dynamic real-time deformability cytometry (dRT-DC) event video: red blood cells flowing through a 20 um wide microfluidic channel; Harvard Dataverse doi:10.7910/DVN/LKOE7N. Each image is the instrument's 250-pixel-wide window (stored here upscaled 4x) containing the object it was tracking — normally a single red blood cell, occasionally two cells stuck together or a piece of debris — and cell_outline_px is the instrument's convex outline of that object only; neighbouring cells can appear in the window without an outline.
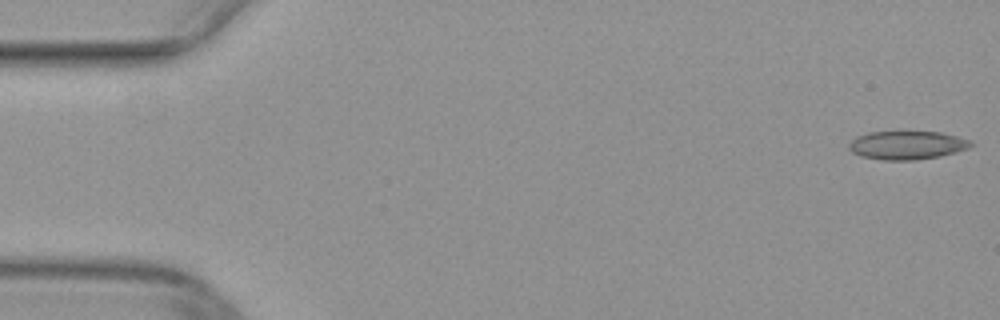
{"species": "common noctule bat (a hibernating species)", "species_latin": "Nyctalus noctula", "temperature_condition": "warm", "stored_images_in_passage": 40, "camera_frame_rate_fps": 3000, "um_per_image_px": 0.085, "animal": {"sex": "female", "body_mass_g": 29.2, "forearm_length_mm": 56.3}, "frame": {"image": 1, "passage_image": 1, "time_ms": 0.0, "image_size_px": [1000, 320], "cell_outline_px": [[972, 144], [968, 148], [940, 156], [916, 160], [880, 160], [860, 156], [852, 152], [848, 148], [848, 144], [856, 136], [868, 132], [900, 128], [940, 132], [956, 136], [968, 140]], "centroid_in_image_um": [77.01, 12.29], "position_along_channel_um": 8.0, "area_um2": 21.15}}
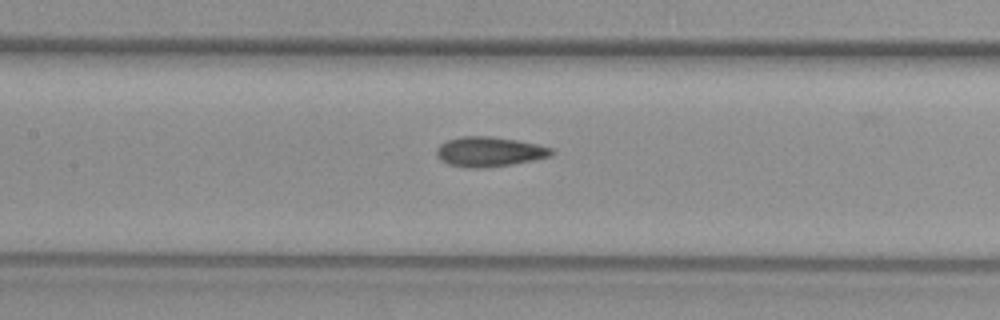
{"frame": {"image": 2, "passage_image": 23, "time_ms": 7.333, "image_size_px": [1000, 320], "cell_outline_px": [[556, 152], [552, 156], [512, 164], [488, 168], [468, 168], [448, 164], [440, 160], [436, 156], [436, 148], [440, 144], [448, 140], [460, 136], [488, 136], [516, 140], [536, 144], [552, 148]], "centroid_in_image_um": [41.57, 12.9], "position_along_channel_um": 165.8, "area_um2": 20.11}}
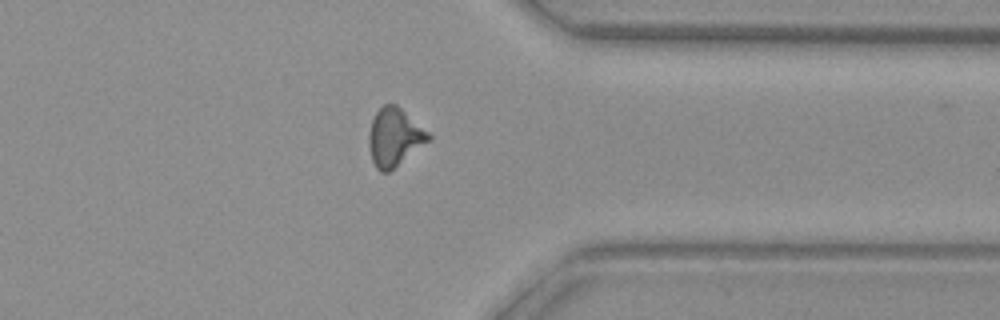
{"frame": {"image": 3, "passage_image": 39, "time_ms": 12.667, "image_size_px": [1000, 320], "cell_outline_px": [[432, 140], [388, 172], [380, 172], [376, 168], [372, 160], [368, 144], [368, 136], [372, 120], [376, 112], [384, 104], [396, 104], [428, 132], [432, 136]], "centroid_in_image_um": [33.53, 11.68], "position_along_channel_um": 377.9, "area_um2": 20.11}}